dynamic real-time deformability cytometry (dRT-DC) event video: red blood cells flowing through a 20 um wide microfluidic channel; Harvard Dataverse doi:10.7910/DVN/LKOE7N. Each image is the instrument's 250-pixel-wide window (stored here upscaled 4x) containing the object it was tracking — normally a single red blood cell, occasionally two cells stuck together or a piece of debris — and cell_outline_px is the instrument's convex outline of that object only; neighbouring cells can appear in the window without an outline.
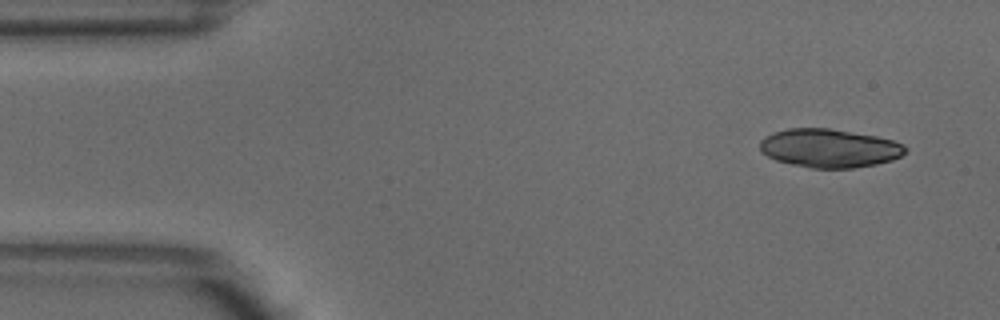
{"species": "common noctule bat (a hibernating species)", "species_latin": "Nyctalus noctula", "temperature_condition": "warm", "stored_images_in_passage": 5, "camera_frame_rate_fps": 3000, "um_per_image_px": 0.085, "animal": {"sex": "male", "body_mass_g": 18.8}, "frame": {"image": 1, "passage_image": 1, "time_ms": 0.0, "image_size_px": [1000, 320], "cell_outline_px": [[908, 152], [892, 160], [876, 164], [852, 168], [812, 168], [792, 164], [776, 160], [760, 152], [760, 140], [764, 136], [772, 132], [788, 128], [828, 128], [876, 136], [892, 140], [904, 144], [908, 148]], "centroid_in_image_um": [70.49, 12.59], "position_along_channel_um": 14.5, "area_um2": 32.83}}